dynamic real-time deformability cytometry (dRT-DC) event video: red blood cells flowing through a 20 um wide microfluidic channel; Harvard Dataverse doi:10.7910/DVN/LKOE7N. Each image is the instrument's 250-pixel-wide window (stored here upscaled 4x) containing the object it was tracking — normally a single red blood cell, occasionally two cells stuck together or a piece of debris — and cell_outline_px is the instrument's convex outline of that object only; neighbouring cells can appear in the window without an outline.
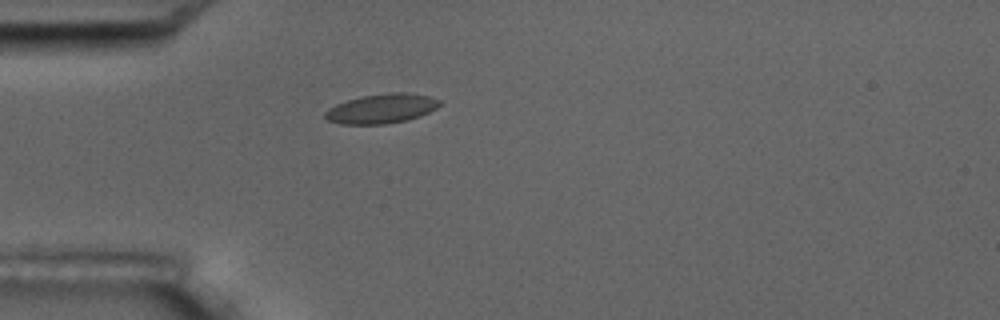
{"species": "common noctule bat (a hibernating species)", "species_latin": "Nyctalus noctula", "temperature_condition": "room temperature", "stored_images_in_passage": 3, "camera_frame_rate_fps": 3000, "um_per_image_px": 0.085, "animal": {"sex": "male", "body_mass_g": 17.5, "forearm_length_mm": 52.3}, "frame": {"image": 1, "passage_image": 3, "time_ms": 3.0, "image_size_px": [1000, 320], "cell_outline_px": [[440, 104], [436, 108], [420, 116], [408, 120], [384, 124], [340, 124], [328, 120], [324, 116], [324, 112], [328, 108], [336, 104], [348, 100], [364, 96], [388, 92], [408, 92], [428, 96], [440, 100]], "centroid_in_image_um": [32.42, 9.23], "position_along_channel_um": 52.6, "area_um2": 19.65}}